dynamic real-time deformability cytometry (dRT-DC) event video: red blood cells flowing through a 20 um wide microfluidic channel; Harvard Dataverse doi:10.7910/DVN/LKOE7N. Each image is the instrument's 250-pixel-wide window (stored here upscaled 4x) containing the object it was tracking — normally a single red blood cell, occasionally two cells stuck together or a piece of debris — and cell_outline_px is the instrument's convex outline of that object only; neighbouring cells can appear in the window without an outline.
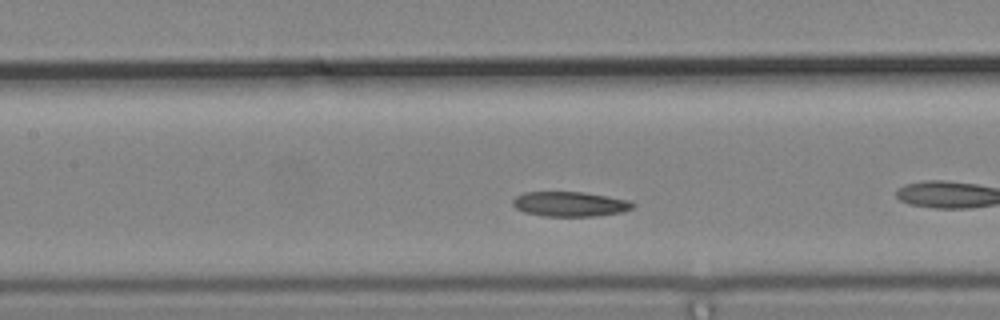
{"species": "common noctule bat (a hibernating species)", "species_latin": "Nyctalus noctula", "temperature_condition": "cold", "stored_images_in_passage": 33, "camera_frame_rate_fps": 3000, "um_per_image_px": 0.085, "animal": {"sex": "male", "body_mass_g": 19.2, "forearm_length_mm": 51.8}, "frame": {"image": 1, "passage_image": 10, "time_ms": 3.0, "image_size_px": [1000, 320], "cell_outline_px": [[636, 204], [632, 208], [620, 212], [596, 216], [544, 216], [524, 212], [516, 208], [512, 204], [512, 200], [516, 196], [524, 192], [584, 192], [628, 200]], "centroid_in_image_um": [48.42, 17.34], "position_along_channel_um": 159.0, "area_um2": 17.28}}
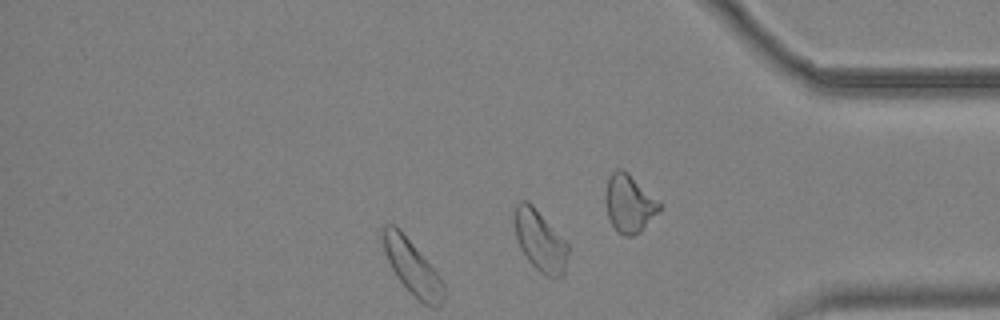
{"frame": {"image": 2, "passage_image": 33, "time_ms": 10.667, "image_size_px": [1000, 320], "cell_outline_px": [[568, 252], [564, 272], [560, 276], [548, 276], [540, 272], [528, 260], [520, 248], [516, 236], [512, 216], [512, 212], [516, 204], [524, 200], [528, 200], [532, 204], [568, 244]], "centroid_in_image_um": [45.85, 20.41], "position_along_channel_um": 389.3, "area_um2": 18.96}, "authors_computed_cell_mechanics": {"area_um2": 17.918, "velocity_mm_per_s": 3.6308, "shape_relaxation_time_tau1_ms": 3.8287, "shape_relaxation_time_tau2_ms": null, "deformation_change_tau1": 0.0707, "deformation_change_tau2": null}}